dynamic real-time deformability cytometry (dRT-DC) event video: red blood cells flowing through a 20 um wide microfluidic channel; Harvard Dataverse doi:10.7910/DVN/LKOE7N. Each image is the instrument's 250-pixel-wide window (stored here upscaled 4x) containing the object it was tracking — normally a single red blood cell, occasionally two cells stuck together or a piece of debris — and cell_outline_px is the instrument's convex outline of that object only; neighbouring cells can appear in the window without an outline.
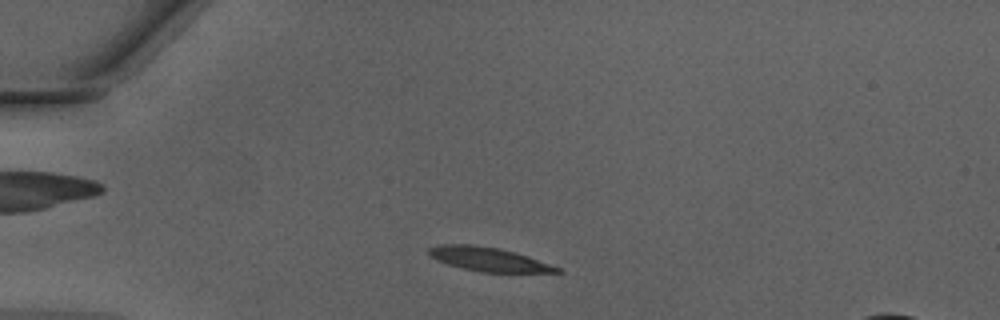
{"species": "Egyptian fruit bat (a non-hibernating species)", "species_latin": "Rousettus aegyptiacus", "temperature_condition": "warm", "stored_images_in_passage": 41, "camera_frame_rate_fps": 3000, "um_per_image_px": 0.085, "animal": {"sex": "male"}, "frame": {"image": 1, "passage_image": 5, "time_ms": 1.333, "image_size_px": [1000, 320], "cell_outline_px": [[564, 272], [480, 272], [448, 264], [436, 260], [428, 252], [428, 248], [440, 244], [468, 244], [500, 248], [516, 252], [528, 256], [560, 268]], "centroid_in_image_um": [41.52, 22.03], "position_along_channel_um": 43.5, "area_um2": 17.69}}
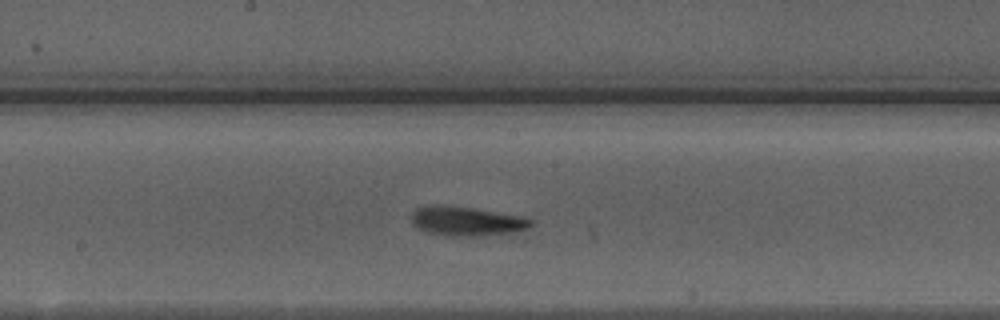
{"frame": {"image": 2, "passage_image": 19, "time_ms": 6.0, "image_size_px": [1000, 320], "cell_outline_px": [[532, 224], [528, 228], [516, 232], [476, 236], [452, 236], [428, 232], [412, 224], [412, 212], [416, 208], [432, 204], [472, 208], [520, 216], [532, 220]], "centroid_in_image_um": [39.64, 18.8], "position_along_channel_um": 208.6, "area_um2": 20.11}}
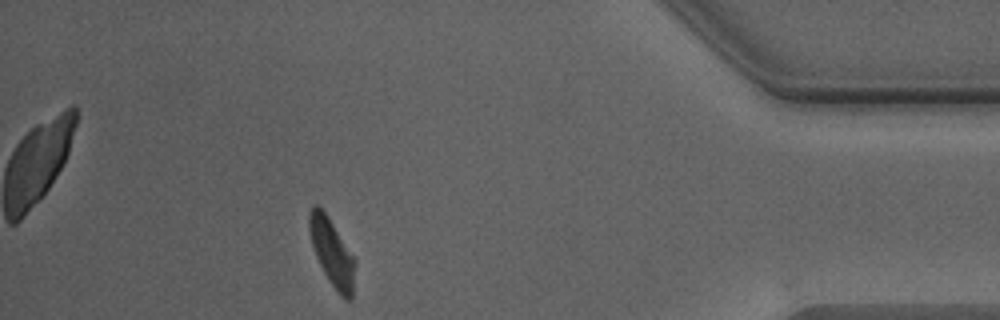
{"frame": {"image": 3, "passage_image": 36, "time_ms": 11.667, "image_size_px": [1000, 320], "cell_outline_px": [[356, 264], [352, 296], [348, 300], [344, 300], [336, 292], [328, 280], [316, 256], [312, 244], [308, 228], [308, 212], [312, 204], [320, 204], [328, 216], [356, 260]], "centroid_in_image_um": [28.21, 21.43], "position_along_channel_um": 407.0, "area_um2": 18.21}, "authors_computed_cell_mechanics": {"area_um2": 18.496, "velocity_mm_per_s": 4.263, "shape_relaxation_time_tau1_ms": 3.2996, "shape_relaxation_time_tau2_ms": 2.5894, "deformation_change_tau1": 0.1533, "deformation_change_tau2": 0.1146}}